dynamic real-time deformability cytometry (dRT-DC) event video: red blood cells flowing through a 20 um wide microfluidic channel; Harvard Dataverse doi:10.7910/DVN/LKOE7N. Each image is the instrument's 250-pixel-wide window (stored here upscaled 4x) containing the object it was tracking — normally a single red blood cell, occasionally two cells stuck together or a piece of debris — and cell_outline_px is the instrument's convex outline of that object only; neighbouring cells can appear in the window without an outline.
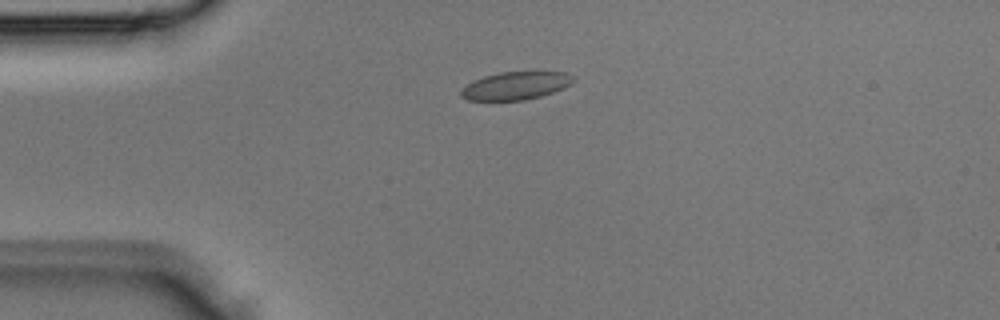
{"species": "Egyptian fruit bat (a non-hibernating species)", "species_latin": "Rousettus aegyptiacus", "temperature_condition": "room temperature", "stored_images_in_passage": 5, "camera_frame_rate_fps": 3000, "um_per_image_px": 0.085, "animal": {"sex": "male"}, "frame": {"image": 1, "passage_image": 5, "time_ms": 1.333, "image_size_px": [1000, 320], "cell_outline_px": [[576, 80], [572, 84], [564, 88], [540, 96], [524, 100], [468, 100], [460, 96], [460, 88], [472, 80], [484, 76], [500, 72], [568, 72]], "centroid_in_image_um": [43.81, 7.28], "position_along_channel_um": 41.2, "area_um2": 18.38}}